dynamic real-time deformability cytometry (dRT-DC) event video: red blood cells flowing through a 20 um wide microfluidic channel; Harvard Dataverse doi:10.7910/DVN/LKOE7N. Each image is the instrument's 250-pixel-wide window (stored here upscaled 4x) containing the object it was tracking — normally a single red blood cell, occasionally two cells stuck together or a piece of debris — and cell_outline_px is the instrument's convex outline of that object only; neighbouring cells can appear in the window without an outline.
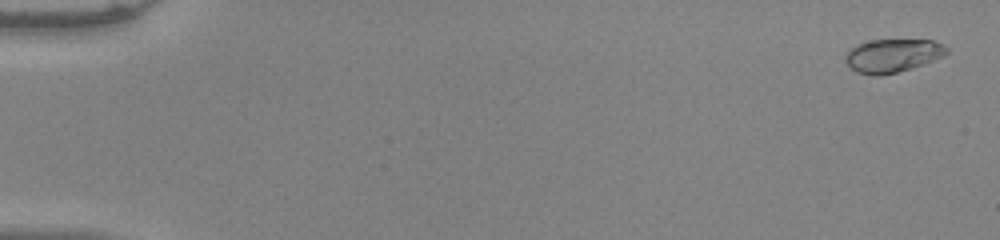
{"species": "common noctule bat (a hibernating species)", "species_latin": "Nyctalus noctula", "temperature_condition": "warm", "stored_images_in_passage": 53, "camera_frame_rate_fps": 3000, "um_per_image_px": 0.085, "animal": {"sex": "male", "body_mass_g": 20.0, "forearm_length_mm": 53.3}, "frame": {"image": 1, "passage_image": 2, "time_ms": 0.333, "image_size_px": [1000, 240], "cell_outline_px": [[948, 52], [944, 56], [912, 68], [880, 76], [872, 76], [856, 72], [844, 60], [848, 52], [856, 44], [872, 40], [932, 40], [944, 44], [948, 48]], "centroid_in_image_um": [75.89, 4.73], "position_along_channel_um": 9.1, "area_um2": 19.65}}
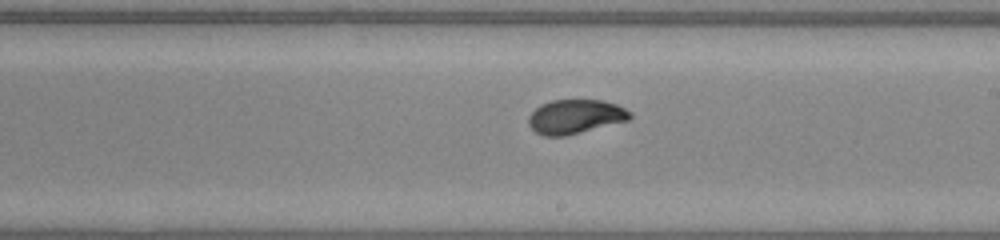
{"frame": {"image": 2, "passage_image": 32, "time_ms": 10.333, "image_size_px": [1000, 240], "cell_outline_px": [[632, 116], [628, 120], [564, 136], [544, 136], [536, 132], [528, 124], [528, 116], [540, 104], [552, 100], [604, 100], [616, 104], [632, 112]], "centroid_in_image_um": [48.89, 9.9], "position_along_channel_um": 240.1, "area_um2": 20.11}}
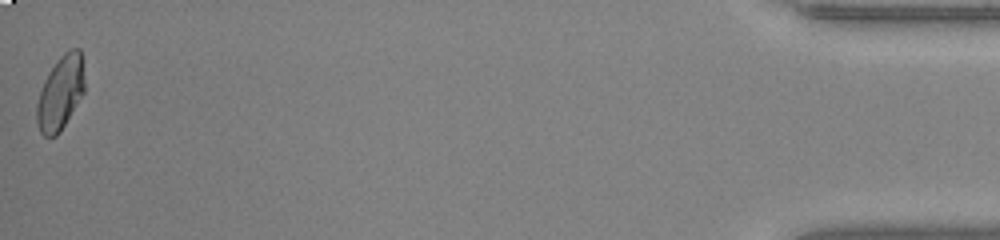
{"frame": {"image": 3, "passage_image": 53, "time_ms": 17.333, "image_size_px": [1000, 240], "cell_outline_px": [[84, 92], [60, 132], [56, 136], [44, 136], [40, 132], [36, 120], [36, 104], [44, 80], [48, 72], [60, 56], [68, 48], [80, 48], [84, 80]], "centroid_in_image_um": [5.12, 7.88], "position_along_channel_um": 430.1, "area_um2": 20.52}, "authors_computed_cell_mechanics": {"area_um2": 20.2878, "velocity_mm_per_s": 3.9989, "shape_relaxation_time_tau1_ms": 4.5461, "shape_relaxation_time_tau2_ms": null, "deformation_change_tau1": 0.1726, "deformation_change_tau2": null}}